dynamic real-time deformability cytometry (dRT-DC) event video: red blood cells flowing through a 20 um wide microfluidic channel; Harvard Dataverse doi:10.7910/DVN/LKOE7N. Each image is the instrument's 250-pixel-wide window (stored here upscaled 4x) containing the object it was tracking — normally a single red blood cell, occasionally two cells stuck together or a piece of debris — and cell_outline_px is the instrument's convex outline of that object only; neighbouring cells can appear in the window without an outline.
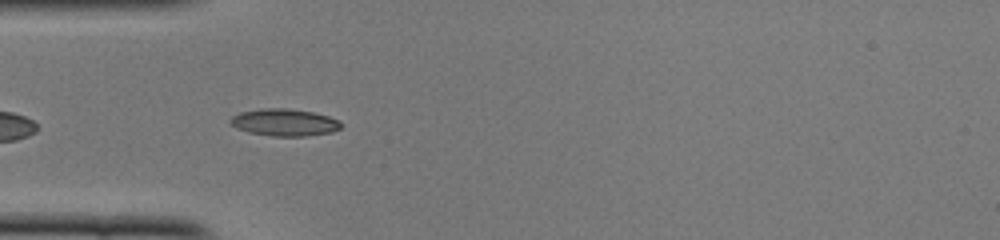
{"species": "common noctule bat (a hibernating species)", "species_latin": "Nyctalus noctula", "temperature_condition": "cold", "stored_images_in_passage": 5, "camera_frame_rate_fps": 3000, "um_per_image_px": 0.085, "animal": {"sex": "female", "body_mass_g": 22.0, "forearm_length_mm": 56.7}, "frame": {"image": 1, "passage_image": 2, "time_ms": 0.333, "image_size_px": [1000, 240], "cell_outline_px": [[340, 128], [332, 132], [304, 136], [272, 136], [248, 132], [232, 124], [228, 120], [232, 116], [240, 112], [260, 108], [288, 108], [312, 112], [328, 116], [340, 120]], "centroid_in_image_um": [24.17, 10.39], "position_along_channel_um": 60.8, "area_um2": 17.4}}